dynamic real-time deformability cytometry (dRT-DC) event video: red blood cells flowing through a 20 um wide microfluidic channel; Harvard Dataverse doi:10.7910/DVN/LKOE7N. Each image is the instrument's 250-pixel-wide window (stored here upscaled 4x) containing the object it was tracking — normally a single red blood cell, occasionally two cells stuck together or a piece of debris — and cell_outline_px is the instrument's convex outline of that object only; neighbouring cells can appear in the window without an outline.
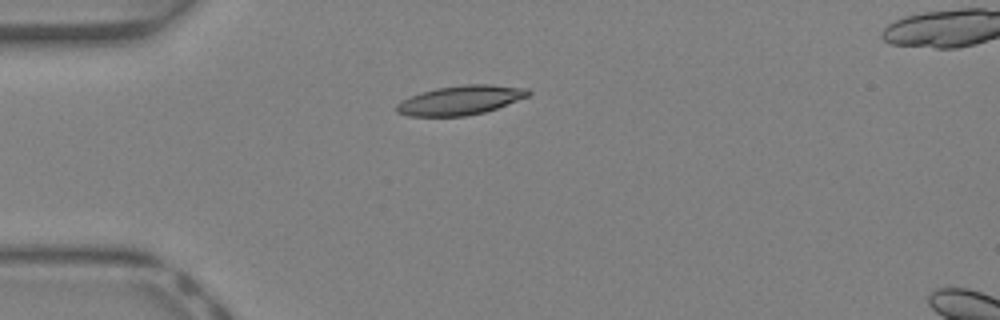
{"species": "Egyptian fruit bat (a non-hibernating species)", "species_latin": "Rousettus aegyptiacus", "temperature_condition": "warm", "stored_images_in_passage": 31, "camera_frame_rate_fps": 3000, "um_per_image_px": 0.085, "animal": {"sex": "female"}, "frame": {"image": 1, "passage_image": 1, "time_ms": 0.0, "image_size_px": [1000, 320], "cell_outline_px": [[532, 92], [528, 96], [496, 108], [484, 112], [464, 116], [408, 116], [396, 112], [396, 104], [400, 100], [420, 92], [436, 88], [464, 84], [492, 84], [528, 88]], "centroid_in_image_um": [39.11, 8.5], "position_along_channel_um": 45.9, "area_um2": 22.54}}
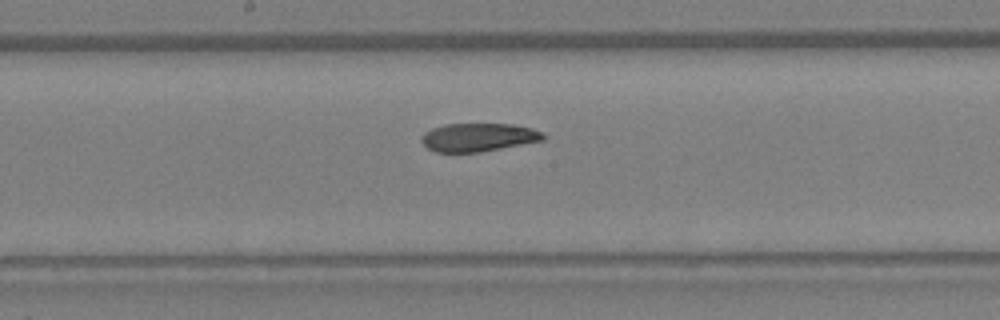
{"frame": {"image": 2, "passage_image": 12, "time_ms": 3.667, "image_size_px": [1000, 320], "cell_outline_px": [[544, 140], [480, 152], [436, 152], [428, 148], [420, 140], [424, 132], [432, 128], [444, 124], [516, 124], [532, 128], [544, 132]], "centroid_in_image_um": [40.67, 11.66], "position_along_channel_um": 207.5, "area_um2": 20.11}}
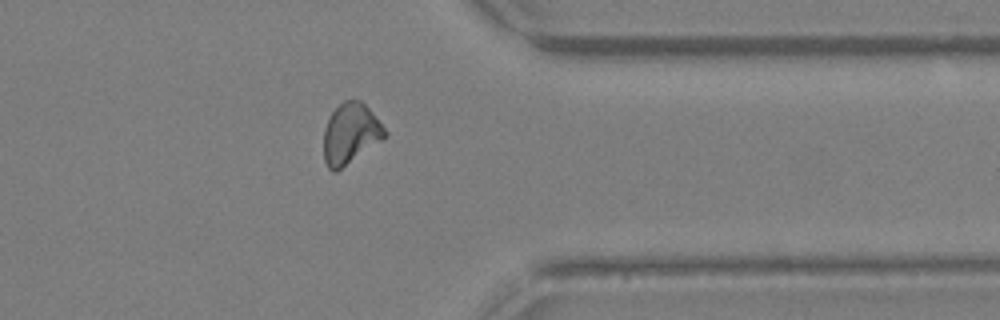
{"frame": {"image": 3, "passage_image": 23, "time_ms": 7.333, "image_size_px": [1000, 320], "cell_outline_px": [[388, 136], [336, 172], [332, 172], [328, 168], [324, 160], [324, 128], [332, 112], [344, 100], [360, 100], [372, 112], [388, 132]], "centroid_in_image_um": [29.8, 11.37], "position_along_channel_um": 381.6, "area_um2": 21.5}, "authors_computed_cell_mechanics": {"area_um2": 21.5016, "velocity_mm_per_s": 4.9717, "shape_relaxation_time_tau1_ms": null, "shape_relaxation_time_tau2_ms": 5.5186, "deformation_change_tau1": null, "deformation_change_tau2": 0.146}}